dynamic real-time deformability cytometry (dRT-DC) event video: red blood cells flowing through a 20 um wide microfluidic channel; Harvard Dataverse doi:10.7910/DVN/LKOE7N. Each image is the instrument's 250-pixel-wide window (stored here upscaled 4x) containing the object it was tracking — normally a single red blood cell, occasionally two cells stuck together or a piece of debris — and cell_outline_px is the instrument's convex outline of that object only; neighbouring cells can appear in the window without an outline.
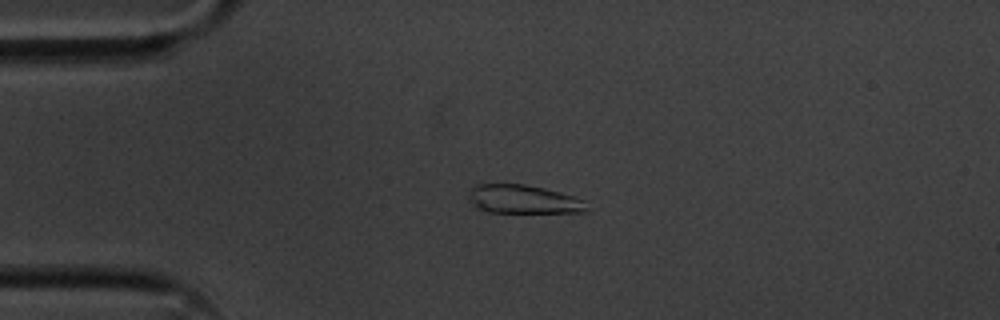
{"species": "common noctule bat (a hibernating species)", "species_latin": "Nyctalus noctula", "temperature_condition": "cold", "stored_images_in_passage": 45, "camera_frame_rate_fps": 3000, "um_per_image_px": 0.085, "animal": {"sex": "male", "body_mass_g": 20.1, "forearm_length_mm": 53.5}, "frame": {"image": 1, "passage_image": 3, "time_ms": 0.667, "image_size_px": [1000, 320], "cell_outline_px": [[588, 212], [488, 212], [480, 208], [468, 200], [468, 192], [476, 184], [524, 184], [544, 188], [560, 192], [584, 200], [588, 208]], "centroid_in_image_um": [44.48, 16.93], "position_along_channel_um": 40.5, "area_um2": 19.59}}
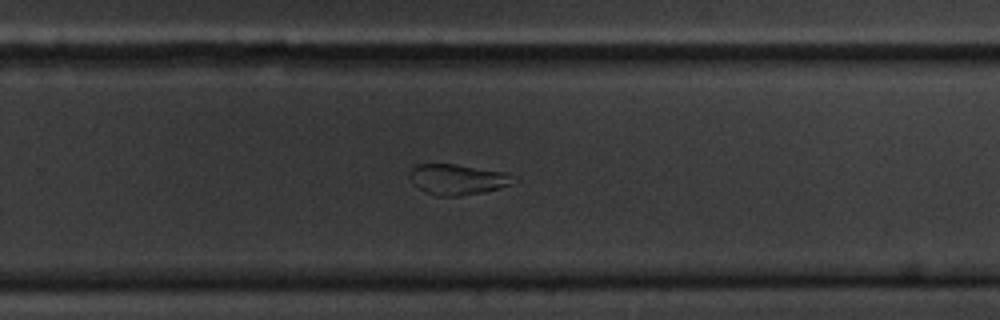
{"frame": {"image": 2, "passage_image": 26, "time_ms": 8.333, "image_size_px": [1000, 320], "cell_outline_px": [[520, 180], [512, 184], [500, 188], [460, 196], [436, 196], [420, 188], [408, 176], [408, 172], [416, 164], [456, 164], [508, 172], [516, 176]], "centroid_in_image_um": [38.97, 15.23], "position_along_channel_um": 290.8, "area_um2": 18.67}}
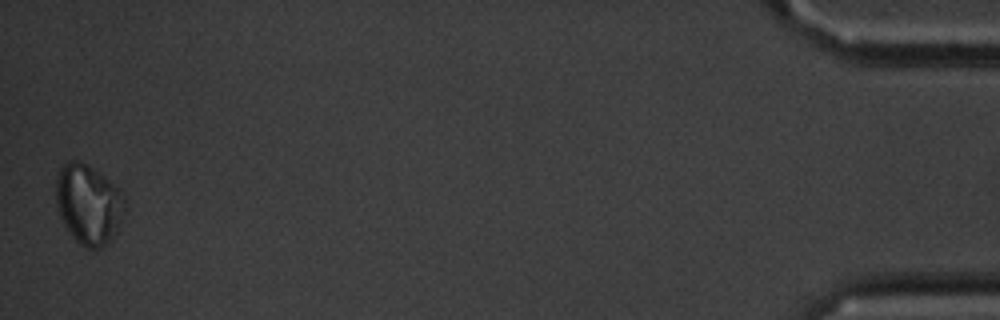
{"frame": {"image": 3, "passage_image": 45, "time_ms": 14.667, "image_size_px": [1000, 320], "cell_outline_px": [[124, 212], [116, 232], [112, 240], [100, 248], [88, 248], [80, 244], [72, 236], [64, 224], [60, 216], [56, 204], [56, 180], [60, 168], [64, 164], [72, 160], [80, 160], [104, 176], [120, 188], [124, 192]], "centroid_in_image_um": [7.53, 17.35], "position_along_channel_um": 427.7, "area_um2": 32.02}, "authors_computed_cell_mechanics": {"area_um2": 19.8254, "velocity_mm_per_s": 3.5891, "shape_relaxation_time_tau1_ms": null, "shape_relaxation_time_tau2_ms": 1.2817, "deformation_change_tau1": null, "deformation_change_tau2": 0.0719}}